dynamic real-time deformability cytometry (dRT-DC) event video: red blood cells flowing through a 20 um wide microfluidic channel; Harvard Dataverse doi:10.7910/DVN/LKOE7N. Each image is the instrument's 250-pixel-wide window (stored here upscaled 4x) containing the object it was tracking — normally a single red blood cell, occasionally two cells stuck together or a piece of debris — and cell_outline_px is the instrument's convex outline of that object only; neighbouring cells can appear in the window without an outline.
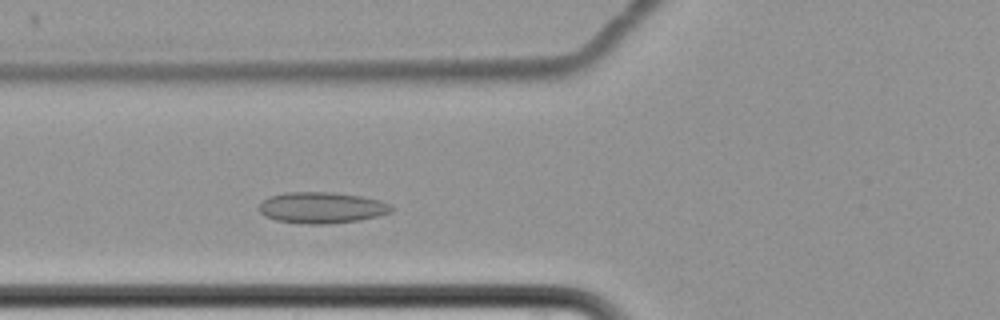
{"species": "common noctule bat (a hibernating species)", "species_latin": "Nyctalus noctula", "temperature_condition": "cold", "stored_images_in_passage": 5, "camera_frame_rate_fps": 3000, "um_per_image_px": 0.085, "animal": {"sex": "female", "body_mass_g": 22.7, "forearm_length_mm": 54.2}, "frame": {"image": 1, "passage_image": 5, "time_ms": 4.667, "image_size_px": [1000, 320], "cell_outline_px": [[396, 208], [392, 212], [360, 220], [324, 224], [300, 224], [276, 220], [264, 216], [260, 212], [260, 204], [268, 196], [284, 192], [332, 192], [360, 196], [380, 200], [392, 204]], "centroid_in_image_um": [27.36, 17.65], "position_along_channel_um": 98.4, "area_um2": 24.28}}